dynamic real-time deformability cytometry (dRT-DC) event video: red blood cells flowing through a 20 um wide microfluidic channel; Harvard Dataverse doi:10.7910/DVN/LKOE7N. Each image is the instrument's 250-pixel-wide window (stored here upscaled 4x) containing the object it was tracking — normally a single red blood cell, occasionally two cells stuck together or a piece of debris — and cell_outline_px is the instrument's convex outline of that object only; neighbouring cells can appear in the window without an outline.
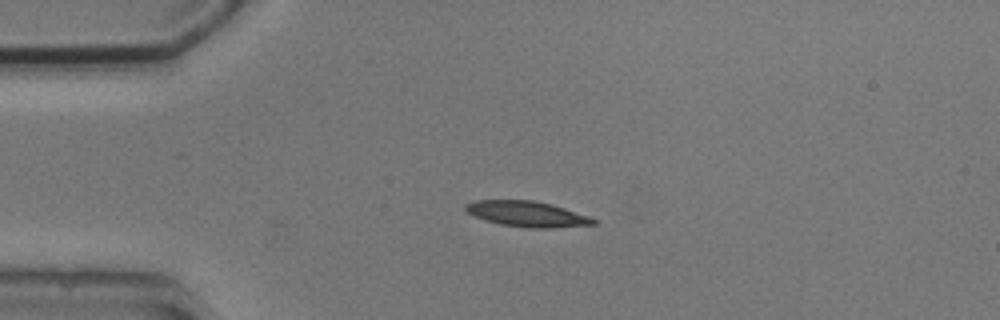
{"species": "common noctule bat (a hibernating species)", "species_latin": "Nyctalus noctula", "temperature_condition": "cold", "stored_images_in_passage": 2, "camera_frame_rate_fps": 3000, "um_per_image_px": 0.085, "animal": {"sex": "male", "body_mass_g": 20.5, "forearm_length_mm": 52.5}, "frame": {"image": 1, "passage_image": 1, "time_ms": 0.0, "image_size_px": [1000, 320], "cell_outline_px": [[600, 224], [552, 228], [528, 228], [500, 224], [472, 216], [464, 208], [464, 204], [472, 200], [532, 200], [552, 204], [600, 220]], "centroid_in_image_um": [44.82, 18.19], "position_along_channel_um": 40.2, "area_um2": 19.31}}